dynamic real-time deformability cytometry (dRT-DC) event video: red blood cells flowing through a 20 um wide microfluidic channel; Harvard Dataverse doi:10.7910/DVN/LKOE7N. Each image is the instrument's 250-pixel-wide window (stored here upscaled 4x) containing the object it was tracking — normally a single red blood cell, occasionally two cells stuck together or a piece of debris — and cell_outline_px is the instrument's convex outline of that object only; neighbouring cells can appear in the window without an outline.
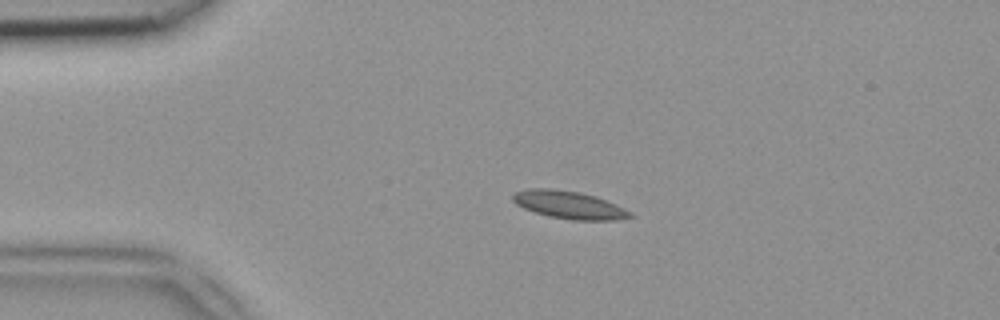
{"species": "common noctule bat (a hibernating species)", "species_latin": "Nyctalus noctula", "temperature_condition": "room temperature", "stored_images_in_passage": 17, "camera_frame_rate_fps": 3000, "um_per_image_px": 0.085, "animal": {"sex": "female", "body_mass_g": 18.4}, "frame": {"image": 1, "passage_image": 10, "time_ms": 3.0, "image_size_px": [1000, 320], "cell_outline_px": [[632, 216], [612, 220], [572, 220], [548, 216], [524, 208], [516, 204], [512, 200], [512, 196], [516, 192], [528, 188], [552, 188], [580, 192], [596, 196], [616, 204], [632, 212]], "centroid_in_image_um": [48.35, 17.4], "position_along_channel_um": 36.6, "area_um2": 18.9}}